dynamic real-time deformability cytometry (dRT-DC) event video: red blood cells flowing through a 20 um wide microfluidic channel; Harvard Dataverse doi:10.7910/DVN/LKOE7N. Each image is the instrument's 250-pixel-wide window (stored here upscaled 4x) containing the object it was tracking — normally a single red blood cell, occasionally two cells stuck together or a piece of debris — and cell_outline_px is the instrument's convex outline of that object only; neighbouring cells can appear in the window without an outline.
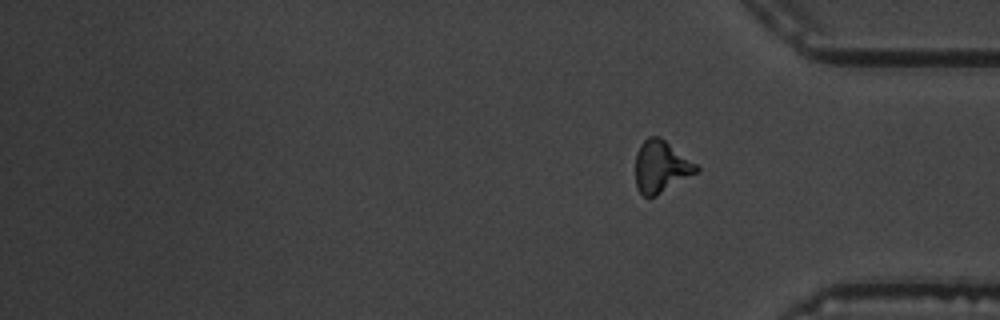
{"species": "common noctule bat (a hibernating species)", "species_latin": "Nyctalus noctula", "temperature_condition": "warm", "stored_images_in_passage": 13, "segment_of_instrument_passage": [2, 2], "camera_frame_rate_fps": 3000, "um_per_image_px": 0.085, "animal": {"sex": "male", "body_mass_g": 19.5, "forearm_length_mm": 54.6}, "frame": {"image": 1, "passage_image": 13, "time_ms": 4.0, "image_size_px": [1000, 320], "cell_outline_px": [[700, 168], [696, 172], [656, 196], [644, 196], [636, 188], [636, 152], [640, 144], [648, 136], [660, 136], [696, 164]], "centroid_in_image_um": [56.15, 14.14], "position_along_channel_um": 379.0, "area_um2": 18.21}}